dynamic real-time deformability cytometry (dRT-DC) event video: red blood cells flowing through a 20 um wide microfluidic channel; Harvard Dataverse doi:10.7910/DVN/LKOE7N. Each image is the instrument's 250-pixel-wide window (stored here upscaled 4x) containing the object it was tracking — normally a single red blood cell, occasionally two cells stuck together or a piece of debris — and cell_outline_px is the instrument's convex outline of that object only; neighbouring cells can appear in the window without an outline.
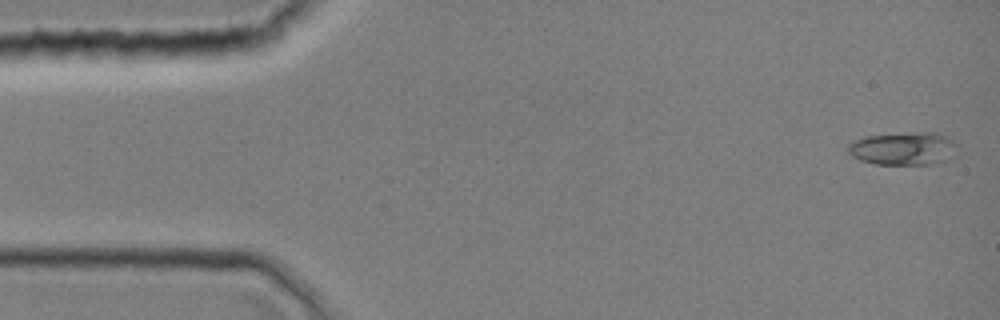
{"species": "common noctule bat (a hibernating species)", "species_latin": "Nyctalus noctula", "temperature_condition": "room temperature", "stored_images_in_passage": 2, "camera_frame_rate_fps": 3000, "um_per_image_px": 0.085, "animal": {"sex": "female", "body_mass_g": 19.0, "forearm_length_mm": 51.5}, "frame": {"image": 1, "passage_image": 1, "time_ms": 0.0, "image_size_px": [1000, 320], "cell_outline_px": [[956, 156], [948, 160], [932, 164], [876, 164], [860, 160], [852, 156], [848, 152], [848, 144], [852, 140], [864, 136], [924, 132], [936, 132], [948, 136], [956, 144]], "centroid_in_image_um": [76.81, 12.63], "position_along_channel_um": 8.2, "area_um2": 21.21}}